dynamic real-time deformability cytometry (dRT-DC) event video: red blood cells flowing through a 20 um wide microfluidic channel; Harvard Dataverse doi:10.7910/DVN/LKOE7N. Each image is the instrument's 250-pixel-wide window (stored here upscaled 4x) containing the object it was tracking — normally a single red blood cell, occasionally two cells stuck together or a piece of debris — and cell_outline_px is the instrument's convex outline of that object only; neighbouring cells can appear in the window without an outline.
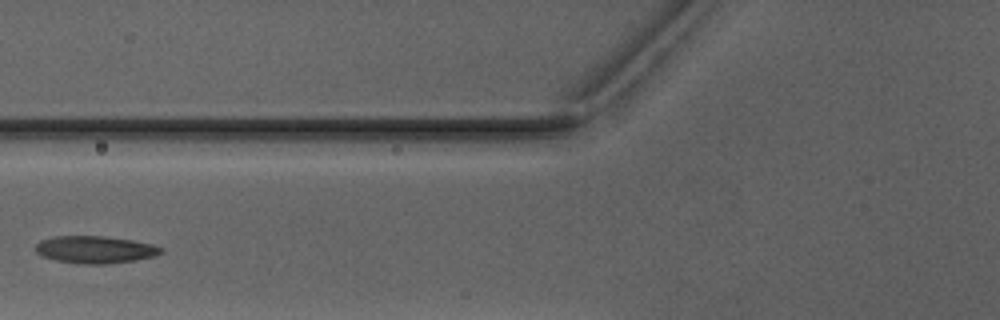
{"species": "Egyptian fruit bat (a non-hibernating species)", "species_latin": "Rousettus aegyptiacus", "temperature_condition": "warm", "stored_images_in_passage": 3, "camera_frame_rate_fps": 3000, "um_per_image_px": 0.085, "animal": {"sex": "male"}, "frame": {"image": 1, "passage_image": 3, "time_ms": 3.0, "image_size_px": [1000, 320], "cell_outline_px": [[164, 252], [152, 256], [136, 260], [104, 264], [84, 264], [56, 260], [44, 256], [36, 252], [36, 244], [40, 240], [52, 236], [104, 236], [132, 240], [152, 244], [164, 248]], "centroid_in_image_um": [8.09, 21.2], "position_along_channel_um": 117.7, "area_um2": 19.88}}